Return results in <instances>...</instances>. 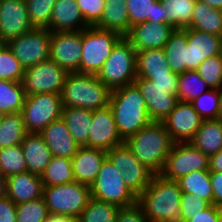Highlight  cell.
<instances>
[{
  "label": "cell",
  "instance_id": "1",
  "mask_svg": "<svg viewBox=\"0 0 222 222\" xmlns=\"http://www.w3.org/2000/svg\"><path fill=\"white\" fill-rule=\"evenodd\" d=\"M182 191L177 181L154 175L149 185L137 197L148 222H185L180 202Z\"/></svg>",
  "mask_w": 222,
  "mask_h": 222
},
{
  "label": "cell",
  "instance_id": "2",
  "mask_svg": "<svg viewBox=\"0 0 222 222\" xmlns=\"http://www.w3.org/2000/svg\"><path fill=\"white\" fill-rule=\"evenodd\" d=\"M109 107L124 141L151 122L145 100L135 83L112 90Z\"/></svg>",
  "mask_w": 222,
  "mask_h": 222
},
{
  "label": "cell",
  "instance_id": "3",
  "mask_svg": "<svg viewBox=\"0 0 222 222\" xmlns=\"http://www.w3.org/2000/svg\"><path fill=\"white\" fill-rule=\"evenodd\" d=\"M125 143L134 156L157 175L161 173L175 142L162 122L151 121Z\"/></svg>",
  "mask_w": 222,
  "mask_h": 222
},
{
  "label": "cell",
  "instance_id": "4",
  "mask_svg": "<svg viewBox=\"0 0 222 222\" xmlns=\"http://www.w3.org/2000/svg\"><path fill=\"white\" fill-rule=\"evenodd\" d=\"M110 93L95 74L70 72L61 92L62 106L102 109L109 105Z\"/></svg>",
  "mask_w": 222,
  "mask_h": 222
},
{
  "label": "cell",
  "instance_id": "5",
  "mask_svg": "<svg viewBox=\"0 0 222 222\" xmlns=\"http://www.w3.org/2000/svg\"><path fill=\"white\" fill-rule=\"evenodd\" d=\"M137 51L123 37L113 48L109 58L96 75L111 91L134 83L137 78Z\"/></svg>",
  "mask_w": 222,
  "mask_h": 222
},
{
  "label": "cell",
  "instance_id": "6",
  "mask_svg": "<svg viewBox=\"0 0 222 222\" xmlns=\"http://www.w3.org/2000/svg\"><path fill=\"white\" fill-rule=\"evenodd\" d=\"M122 38L123 36L115 31L101 30L95 26L82 30L80 73L97 75Z\"/></svg>",
  "mask_w": 222,
  "mask_h": 222
},
{
  "label": "cell",
  "instance_id": "7",
  "mask_svg": "<svg viewBox=\"0 0 222 222\" xmlns=\"http://www.w3.org/2000/svg\"><path fill=\"white\" fill-rule=\"evenodd\" d=\"M43 198L49 214L77 219L92 197L90 186L75 181L58 186H44Z\"/></svg>",
  "mask_w": 222,
  "mask_h": 222
},
{
  "label": "cell",
  "instance_id": "8",
  "mask_svg": "<svg viewBox=\"0 0 222 222\" xmlns=\"http://www.w3.org/2000/svg\"><path fill=\"white\" fill-rule=\"evenodd\" d=\"M90 190L92 198L114 204L119 208L137 203V196L125 184L120 173L107 157L102 162Z\"/></svg>",
  "mask_w": 222,
  "mask_h": 222
},
{
  "label": "cell",
  "instance_id": "9",
  "mask_svg": "<svg viewBox=\"0 0 222 222\" xmlns=\"http://www.w3.org/2000/svg\"><path fill=\"white\" fill-rule=\"evenodd\" d=\"M61 94L41 93L25 97L22 117L27 132H41L51 122L61 118Z\"/></svg>",
  "mask_w": 222,
  "mask_h": 222
},
{
  "label": "cell",
  "instance_id": "10",
  "mask_svg": "<svg viewBox=\"0 0 222 222\" xmlns=\"http://www.w3.org/2000/svg\"><path fill=\"white\" fill-rule=\"evenodd\" d=\"M209 170V156L191 142L174 143L160 175L177 181L193 171Z\"/></svg>",
  "mask_w": 222,
  "mask_h": 222
},
{
  "label": "cell",
  "instance_id": "11",
  "mask_svg": "<svg viewBox=\"0 0 222 222\" xmlns=\"http://www.w3.org/2000/svg\"><path fill=\"white\" fill-rule=\"evenodd\" d=\"M107 158L137 197L145 190L155 175L134 156L125 142L108 150Z\"/></svg>",
  "mask_w": 222,
  "mask_h": 222
},
{
  "label": "cell",
  "instance_id": "12",
  "mask_svg": "<svg viewBox=\"0 0 222 222\" xmlns=\"http://www.w3.org/2000/svg\"><path fill=\"white\" fill-rule=\"evenodd\" d=\"M51 32L48 29L33 30L6 43L24 69L50 58Z\"/></svg>",
  "mask_w": 222,
  "mask_h": 222
},
{
  "label": "cell",
  "instance_id": "13",
  "mask_svg": "<svg viewBox=\"0 0 222 222\" xmlns=\"http://www.w3.org/2000/svg\"><path fill=\"white\" fill-rule=\"evenodd\" d=\"M68 74L67 70L58 66L50 58L27 68L22 80L25 95L41 93L61 94Z\"/></svg>",
  "mask_w": 222,
  "mask_h": 222
},
{
  "label": "cell",
  "instance_id": "14",
  "mask_svg": "<svg viewBox=\"0 0 222 222\" xmlns=\"http://www.w3.org/2000/svg\"><path fill=\"white\" fill-rule=\"evenodd\" d=\"M82 31L51 32L50 59L61 68L80 73Z\"/></svg>",
  "mask_w": 222,
  "mask_h": 222
},
{
  "label": "cell",
  "instance_id": "15",
  "mask_svg": "<svg viewBox=\"0 0 222 222\" xmlns=\"http://www.w3.org/2000/svg\"><path fill=\"white\" fill-rule=\"evenodd\" d=\"M203 119L193 108L191 102L180 101L162 121L175 143L190 142L200 128Z\"/></svg>",
  "mask_w": 222,
  "mask_h": 222
},
{
  "label": "cell",
  "instance_id": "16",
  "mask_svg": "<svg viewBox=\"0 0 222 222\" xmlns=\"http://www.w3.org/2000/svg\"><path fill=\"white\" fill-rule=\"evenodd\" d=\"M134 83L145 100L151 121L162 122L174 109L178 88H160L146 78L137 77Z\"/></svg>",
  "mask_w": 222,
  "mask_h": 222
},
{
  "label": "cell",
  "instance_id": "17",
  "mask_svg": "<svg viewBox=\"0 0 222 222\" xmlns=\"http://www.w3.org/2000/svg\"><path fill=\"white\" fill-rule=\"evenodd\" d=\"M33 29L25 0H0V37L5 44Z\"/></svg>",
  "mask_w": 222,
  "mask_h": 222
},
{
  "label": "cell",
  "instance_id": "18",
  "mask_svg": "<svg viewBox=\"0 0 222 222\" xmlns=\"http://www.w3.org/2000/svg\"><path fill=\"white\" fill-rule=\"evenodd\" d=\"M124 142L119 134L109 105L102 109L92 110V124L88 137V147L108 151Z\"/></svg>",
  "mask_w": 222,
  "mask_h": 222
},
{
  "label": "cell",
  "instance_id": "19",
  "mask_svg": "<svg viewBox=\"0 0 222 222\" xmlns=\"http://www.w3.org/2000/svg\"><path fill=\"white\" fill-rule=\"evenodd\" d=\"M187 71L197 70L201 63L222 54V37L187 28Z\"/></svg>",
  "mask_w": 222,
  "mask_h": 222
},
{
  "label": "cell",
  "instance_id": "20",
  "mask_svg": "<svg viewBox=\"0 0 222 222\" xmlns=\"http://www.w3.org/2000/svg\"><path fill=\"white\" fill-rule=\"evenodd\" d=\"M175 29L170 24L142 22L131 26L125 38L136 51L160 49Z\"/></svg>",
  "mask_w": 222,
  "mask_h": 222
},
{
  "label": "cell",
  "instance_id": "21",
  "mask_svg": "<svg viewBox=\"0 0 222 222\" xmlns=\"http://www.w3.org/2000/svg\"><path fill=\"white\" fill-rule=\"evenodd\" d=\"M39 133L53 156L72 159L81 147L70 134L62 118L54 120Z\"/></svg>",
  "mask_w": 222,
  "mask_h": 222
},
{
  "label": "cell",
  "instance_id": "22",
  "mask_svg": "<svg viewBox=\"0 0 222 222\" xmlns=\"http://www.w3.org/2000/svg\"><path fill=\"white\" fill-rule=\"evenodd\" d=\"M106 157L107 151L103 149L80 147L72 158L75 181L91 186Z\"/></svg>",
  "mask_w": 222,
  "mask_h": 222
},
{
  "label": "cell",
  "instance_id": "23",
  "mask_svg": "<svg viewBox=\"0 0 222 222\" xmlns=\"http://www.w3.org/2000/svg\"><path fill=\"white\" fill-rule=\"evenodd\" d=\"M88 27L76 0H56L50 19V32L82 31Z\"/></svg>",
  "mask_w": 222,
  "mask_h": 222
},
{
  "label": "cell",
  "instance_id": "24",
  "mask_svg": "<svg viewBox=\"0 0 222 222\" xmlns=\"http://www.w3.org/2000/svg\"><path fill=\"white\" fill-rule=\"evenodd\" d=\"M7 197L15 204L43 197L41 176L27 171L8 177Z\"/></svg>",
  "mask_w": 222,
  "mask_h": 222
},
{
  "label": "cell",
  "instance_id": "25",
  "mask_svg": "<svg viewBox=\"0 0 222 222\" xmlns=\"http://www.w3.org/2000/svg\"><path fill=\"white\" fill-rule=\"evenodd\" d=\"M21 147L28 172L41 176L53 157L41 134L27 132Z\"/></svg>",
  "mask_w": 222,
  "mask_h": 222
},
{
  "label": "cell",
  "instance_id": "26",
  "mask_svg": "<svg viewBox=\"0 0 222 222\" xmlns=\"http://www.w3.org/2000/svg\"><path fill=\"white\" fill-rule=\"evenodd\" d=\"M127 0H105L100 21L95 25L101 30L115 31L125 37L130 30Z\"/></svg>",
  "mask_w": 222,
  "mask_h": 222
},
{
  "label": "cell",
  "instance_id": "27",
  "mask_svg": "<svg viewBox=\"0 0 222 222\" xmlns=\"http://www.w3.org/2000/svg\"><path fill=\"white\" fill-rule=\"evenodd\" d=\"M127 11L131 26L142 22L168 24L167 10L160 0H127Z\"/></svg>",
  "mask_w": 222,
  "mask_h": 222
},
{
  "label": "cell",
  "instance_id": "28",
  "mask_svg": "<svg viewBox=\"0 0 222 222\" xmlns=\"http://www.w3.org/2000/svg\"><path fill=\"white\" fill-rule=\"evenodd\" d=\"M61 118L70 134L81 147H88L92 124V110L78 107H63Z\"/></svg>",
  "mask_w": 222,
  "mask_h": 222
},
{
  "label": "cell",
  "instance_id": "29",
  "mask_svg": "<svg viewBox=\"0 0 222 222\" xmlns=\"http://www.w3.org/2000/svg\"><path fill=\"white\" fill-rule=\"evenodd\" d=\"M190 142L208 156L218 153L222 149V121L203 120Z\"/></svg>",
  "mask_w": 222,
  "mask_h": 222
},
{
  "label": "cell",
  "instance_id": "30",
  "mask_svg": "<svg viewBox=\"0 0 222 222\" xmlns=\"http://www.w3.org/2000/svg\"><path fill=\"white\" fill-rule=\"evenodd\" d=\"M187 27L175 29L164 45L167 62L172 72L177 74L187 71Z\"/></svg>",
  "mask_w": 222,
  "mask_h": 222
},
{
  "label": "cell",
  "instance_id": "31",
  "mask_svg": "<svg viewBox=\"0 0 222 222\" xmlns=\"http://www.w3.org/2000/svg\"><path fill=\"white\" fill-rule=\"evenodd\" d=\"M187 28L221 36L222 10L211 8L207 4L196 0L191 24Z\"/></svg>",
  "mask_w": 222,
  "mask_h": 222
},
{
  "label": "cell",
  "instance_id": "32",
  "mask_svg": "<svg viewBox=\"0 0 222 222\" xmlns=\"http://www.w3.org/2000/svg\"><path fill=\"white\" fill-rule=\"evenodd\" d=\"M163 48L137 51L136 75L171 74Z\"/></svg>",
  "mask_w": 222,
  "mask_h": 222
},
{
  "label": "cell",
  "instance_id": "33",
  "mask_svg": "<svg viewBox=\"0 0 222 222\" xmlns=\"http://www.w3.org/2000/svg\"><path fill=\"white\" fill-rule=\"evenodd\" d=\"M182 193H189L201 197L214 205L210 171H193L177 180Z\"/></svg>",
  "mask_w": 222,
  "mask_h": 222
},
{
  "label": "cell",
  "instance_id": "34",
  "mask_svg": "<svg viewBox=\"0 0 222 222\" xmlns=\"http://www.w3.org/2000/svg\"><path fill=\"white\" fill-rule=\"evenodd\" d=\"M44 186H58L75 182L72 159L53 156L41 175Z\"/></svg>",
  "mask_w": 222,
  "mask_h": 222
},
{
  "label": "cell",
  "instance_id": "35",
  "mask_svg": "<svg viewBox=\"0 0 222 222\" xmlns=\"http://www.w3.org/2000/svg\"><path fill=\"white\" fill-rule=\"evenodd\" d=\"M25 97L22 83L0 80V112L3 114L20 113Z\"/></svg>",
  "mask_w": 222,
  "mask_h": 222
},
{
  "label": "cell",
  "instance_id": "36",
  "mask_svg": "<svg viewBox=\"0 0 222 222\" xmlns=\"http://www.w3.org/2000/svg\"><path fill=\"white\" fill-rule=\"evenodd\" d=\"M26 133L21 112L4 114L0 122V149L21 144Z\"/></svg>",
  "mask_w": 222,
  "mask_h": 222
},
{
  "label": "cell",
  "instance_id": "37",
  "mask_svg": "<svg viewBox=\"0 0 222 222\" xmlns=\"http://www.w3.org/2000/svg\"><path fill=\"white\" fill-rule=\"evenodd\" d=\"M167 10L168 24L174 29H184L191 24L196 0H160Z\"/></svg>",
  "mask_w": 222,
  "mask_h": 222
},
{
  "label": "cell",
  "instance_id": "38",
  "mask_svg": "<svg viewBox=\"0 0 222 222\" xmlns=\"http://www.w3.org/2000/svg\"><path fill=\"white\" fill-rule=\"evenodd\" d=\"M210 88L196 70L178 74L177 99L191 102Z\"/></svg>",
  "mask_w": 222,
  "mask_h": 222
},
{
  "label": "cell",
  "instance_id": "39",
  "mask_svg": "<svg viewBox=\"0 0 222 222\" xmlns=\"http://www.w3.org/2000/svg\"><path fill=\"white\" fill-rule=\"evenodd\" d=\"M119 207L91 198L77 218L78 222H117Z\"/></svg>",
  "mask_w": 222,
  "mask_h": 222
},
{
  "label": "cell",
  "instance_id": "40",
  "mask_svg": "<svg viewBox=\"0 0 222 222\" xmlns=\"http://www.w3.org/2000/svg\"><path fill=\"white\" fill-rule=\"evenodd\" d=\"M27 171V164L21 144L0 149V172L6 178Z\"/></svg>",
  "mask_w": 222,
  "mask_h": 222
},
{
  "label": "cell",
  "instance_id": "41",
  "mask_svg": "<svg viewBox=\"0 0 222 222\" xmlns=\"http://www.w3.org/2000/svg\"><path fill=\"white\" fill-rule=\"evenodd\" d=\"M33 28L48 29L56 0H25Z\"/></svg>",
  "mask_w": 222,
  "mask_h": 222
},
{
  "label": "cell",
  "instance_id": "42",
  "mask_svg": "<svg viewBox=\"0 0 222 222\" xmlns=\"http://www.w3.org/2000/svg\"><path fill=\"white\" fill-rule=\"evenodd\" d=\"M220 99V89H209L191 101V104L203 120H214L218 119Z\"/></svg>",
  "mask_w": 222,
  "mask_h": 222
},
{
  "label": "cell",
  "instance_id": "43",
  "mask_svg": "<svg viewBox=\"0 0 222 222\" xmlns=\"http://www.w3.org/2000/svg\"><path fill=\"white\" fill-rule=\"evenodd\" d=\"M49 215L43 197L16 204V222H45Z\"/></svg>",
  "mask_w": 222,
  "mask_h": 222
},
{
  "label": "cell",
  "instance_id": "44",
  "mask_svg": "<svg viewBox=\"0 0 222 222\" xmlns=\"http://www.w3.org/2000/svg\"><path fill=\"white\" fill-rule=\"evenodd\" d=\"M25 69L5 44L0 49V80L22 83Z\"/></svg>",
  "mask_w": 222,
  "mask_h": 222
},
{
  "label": "cell",
  "instance_id": "45",
  "mask_svg": "<svg viewBox=\"0 0 222 222\" xmlns=\"http://www.w3.org/2000/svg\"><path fill=\"white\" fill-rule=\"evenodd\" d=\"M196 71L210 89L222 88V54L204 60Z\"/></svg>",
  "mask_w": 222,
  "mask_h": 222
},
{
  "label": "cell",
  "instance_id": "46",
  "mask_svg": "<svg viewBox=\"0 0 222 222\" xmlns=\"http://www.w3.org/2000/svg\"><path fill=\"white\" fill-rule=\"evenodd\" d=\"M80 12L89 26H95L101 19L105 0H76Z\"/></svg>",
  "mask_w": 222,
  "mask_h": 222
},
{
  "label": "cell",
  "instance_id": "47",
  "mask_svg": "<svg viewBox=\"0 0 222 222\" xmlns=\"http://www.w3.org/2000/svg\"><path fill=\"white\" fill-rule=\"evenodd\" d=\"M211 204L201 197L189 193H182L180 209L183 220L186 222L190 216H194L200 211L208 208Z\"/></svg>",
  "mask_w": 222,
  "mask_h": 222
},
{
  "label": "cell",
  "instance_id": "48",
  "mask_svg": "<svg viewBox=\"0 0 222 222\" xmlns=\"http://www.w3.org/2000/svg\"><path fill=\"white\" fill-rule=\"evenodd\" d=\"M117 222H148L138 203L119 209Z\"/></svg>",
  "mask_w": 222,
  "mask_h": 222
},
{
  "label": "cell",
  "instance_id": "49",
  "mask_svg": "<svg viewBox=\"0 0 222 222\" xmlns=\"http://www.w3.org/2000/svg\"><path fill=\"white\" fill-rule=\"evenodd\" d=\"M137 77L146 78L160 88H178V74L175 72L160 75H137Z\"/></svg>",
  "mask_w": 222,
  "mask_h": 222
},
{
  "label": "cell",
  "instance_id": "50",
  "mask_svg": "<svg viewBox=\"0 0 222 222\" xmlns=\"http://www.w3.org/2000/svg\"><path fill=\"white\" fill-rule=\"evenodd\" d=\"M222 208L210 205L208 208L200 211L186 222H218V217Z\"/></svg>",
  "mask_w": 222,
  "mask_h": 222
},
{
  "label": "cell",
  "instance_id": "51",
  "mask_svg": "<svg viewBox=\"0 0 222 222\" xmlns=\"http://www.w3.org/2000/svg\"><path fill=\"white\" fill-rule=\"evenodd\" d=\"M16 204L5 197L0 200V222H16Z\"/></svg>",
  "mask_w": 222,
  "mask_h": 222
},
{
  "label": "cell",
  "instance_id": "52",
  "mask_svg": "<svg viewBox=\"0 0 222 222\" xmlns=\"http://www.w3.org/2000/svg\"><path fill=\"white\" fill-rule=\"evenodd\" d=\"M214 205L222 208V172L210 171Z\"/></svg>",
  "mask_w": 222,
  "mask_h": 222
},
{
  "label": "cell",
  "instance_id": "53",
  "mask_svg": "<svg viewBox=\"0 0 222 222\" xmlns=\"http://www.w3.org/2000/svg\"><path fill=\"white\" fill-rule=\"evenodd\" d=\"M209 171L222 172V149L209 156Z\"/></svg>",
  "mask_w": 222,
  "mask_h": 222
},
{
  "label": "cell",
  "instance_id": "54",
  "mask_svg": "<svg viewBox=\"0 0 222 222\" xmlns=\"http://www.w3.org/2000/svg\"><path fill=\"white\" fill-rule=\"evenodd\" d=\"M45 222H78L76 218L61 215H49Z\"/></svg>",
  "mask_w": 222,
  "mask_h": 222
},
{
  "label": "cell",
  "instance_id": "55",
  "mask_svg": "<svg viewBox=\"0 0 222 222\" xmlns=\"http://www.w3.org/2000/svg\"><path fill=\"white\" fill-rule=\"evenodd\" d=\"M7 197V178L0 172V200Z\"/></svg>",
  "mask_w": 222,
  "mask_h": 222
},
{
  "label": "cell",
  "instance_id": "56",
  "mask_svg": "<svg viewBox=\"0 0 222 222\" xmlns=\"http://www.w3.org/2000/svg\"><path fill=\"white\" fill-rule=\"evenodd\" d=\"M199 1L207 4L211 8L222 10V0H199Z\"/></svg>",
  "mask_w": 222,
  "mask_h": 222
},
{
  "label": "cell",
  "instance_id": "57",
  "mask_svg": "<svg viewBox=\"0 0 222 222\" xmlns=\"http://www.w3.org/2000/svg\"><path fill=\"white\" fill-rule=\"evenodd\" d=\"M221 92V99H220V109H219V114H218V120L222 121V88L220 89Z\"/></svg>",
  "mask_w": 222,
  "mask_h": 222
},
{
  "label": "cell",
  "instance_id": "58",
  "mask_svg": "<svg viewBox=\"0 0 222 222\" xmlns=\"http://www.w3.org/2000/svg\"><path fill=\"white\" fill-rule=\"evenodd\" d=\"M5 45V43L3 42L2 38L0 37V49Z\"/></svg>",
  "mask_w": 222,
  "mask_h": 222
},
{
  "label": "cell",
  "instance_id": "59",
  "mask_svg": "<svg viewBox=\"0 0 222 222\" xmlns=\"http://www.w3.org/2000/svg\"><path fill=\"white\" fill-rule=\"evenodd\" d=\"M218 222H222V211H221L220 214H219Z\"/></svg>",
  "mask_w": 222,
  "mask_h": 222
},
{
  "label": "cell",
  "instance_id": "60",
  "mask_svg": "<svg viewBox=\"0 0 222 222\" xmlns=\"http://www.w3.org/2000/svg\"><path fill=\"white\" fill-rule=\"evenodd\" d=\"M3 116H4V114L2 112H0V122H1V120L3 118Z\"/></svg>",
  "mask_w": 222,
  "mask_h": 222
}]
</instances>
